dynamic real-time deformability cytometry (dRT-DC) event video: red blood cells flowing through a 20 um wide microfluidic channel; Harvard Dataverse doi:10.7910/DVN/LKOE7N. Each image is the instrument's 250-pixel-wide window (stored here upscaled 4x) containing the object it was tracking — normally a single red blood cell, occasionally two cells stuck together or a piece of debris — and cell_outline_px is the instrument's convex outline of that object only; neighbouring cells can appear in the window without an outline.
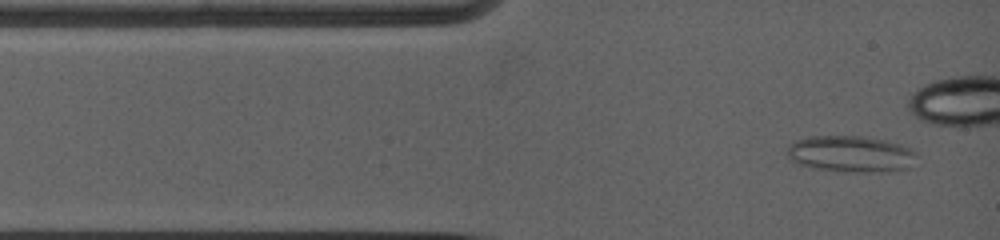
{"species": "common noctule bat (a hibernating species)", "species_latin": "Nyctalus noctula", "temperature_condition": "warm", "stored_images_in_passage": 66, "camera_frame_rate_fps": 5000, "um_per_image_px": 0.085, "animal": {"sex": "female", "body_mass_g": 19.0, "forearm_length_mm": 53.3}, "frame": {"image": 1, "passage_image": 2, "time_ms": 0.4, "image_size_px": [1000, 240], "cell_outline_px": [[916, 156], [908, 168], [880, 172], [836, 172], [812, 168], [800, 164], [792, 160], [788, 156], [788, 148], [796, 140], [808, 136], [860, 136], [888, 140], [912, 148], [916, 152]], "centroid_in_image_um": [72.33, 13.09], "position_along_channel_um": 12.7, "area_um2": 27.63}}
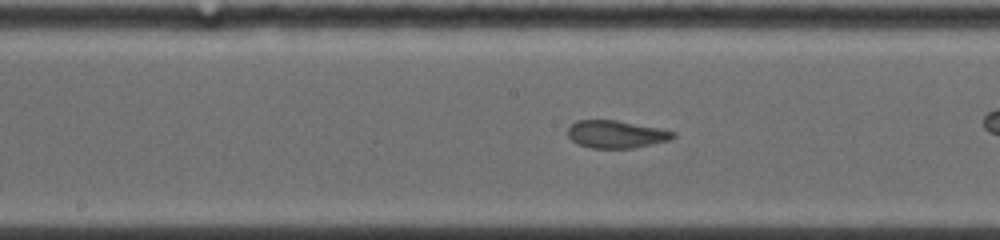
{"frame": {"image": 2, "passage_image": 20, "time_ms": 6.0, "image_size_px": [1000, 240], "cell_outline_px": [[676, 136], [668, 140], [652, 144], [632, 148], [592, 148], [580, 144], [572, 140], [568, 136], [568, 128], [576, 120], [616, 120], [660, 128], [672, 132]], "centroid_in_image_um": [52.35, 11.4], "position_along_channel_um": 195.9, "area_um2": 16.7}}
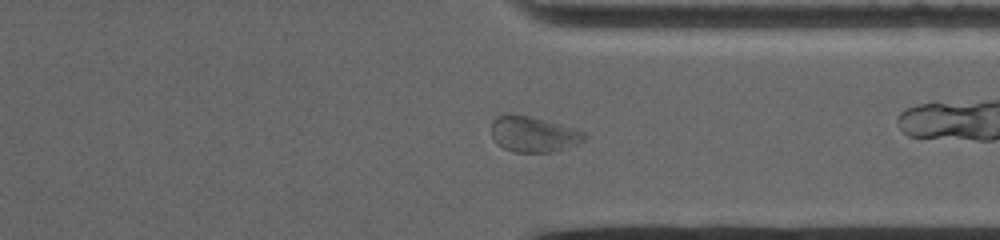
{"frame": {"image": 3, "passage_image": 43, "time_ms": 10.4, "image_size_px": [1000, 240], "cell_outline_px": [[588, 136], [584, 140], [576, 144], [552, 152], [512, 152], [504, 148], [492, 136], [492, 120], [496, 116], [528, 116], [560, 124], [584, 132]], "centroid_in_image_um": [45.36, 11.43], "position_along_channel_um": 366.0, "area_um2": 18.73}}